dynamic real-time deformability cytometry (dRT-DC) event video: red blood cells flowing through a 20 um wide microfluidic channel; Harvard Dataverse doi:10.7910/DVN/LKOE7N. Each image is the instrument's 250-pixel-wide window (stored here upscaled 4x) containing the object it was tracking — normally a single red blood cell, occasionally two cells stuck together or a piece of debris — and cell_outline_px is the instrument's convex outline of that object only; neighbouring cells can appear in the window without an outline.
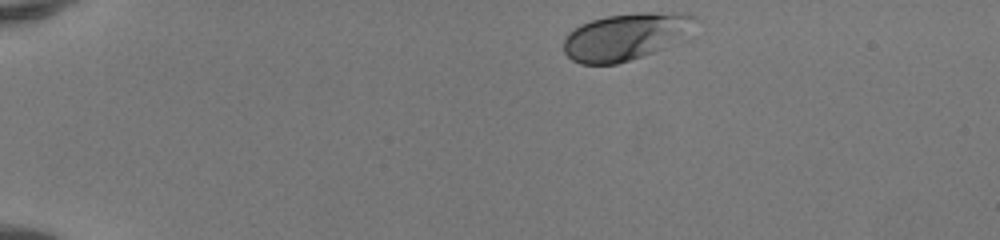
{"species": "human", "species_latin": "Homo sapiens", "temperature_condition": "room temperature", "stored_images_in_passage": 42, "camera_frame_rate_fps": 3000, "um_per_image_px": 0.085, "donor": {"sex": "female"}, "frame": {"image": 1, "passage_image": 1, "time_ms": 0.0, "image_size_px": [1000, 240], "cell_outline_px": [[700, 20], [664, 48], [616, 64], [580, 64], [572, 60], [564, 52], [564, 36], [572, 28], [580, 24], [592, 20], [608, 16], [636, 12], [688, 12], [696, 16]], "centroid_in_image_um": [53.13, 3.08], "position_along_channel_um": 31.9, "area_um2": 35.72}}
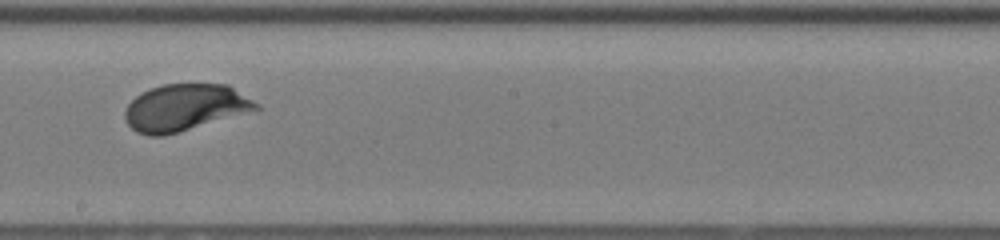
{"frame": {"image": 2, "passage_image": 22, "time_ms": 7.0, "image_size_px": [1000, 240], "cell_outline_px": [[260, 108], [164, 136], [148, 136], [136, 132], [128, 124], [124, 116], [124, 112], [128, 104], [140, 92], [164, 84], [228, 84], [260, 104]], "centroid_in_image_um": [15.68, 9.13], "position_along_channel_um": 232.5, "area_um2": 35.37}}
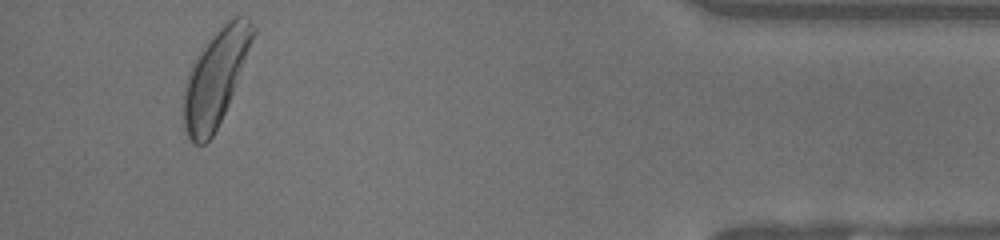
{"frame": {"image": 3, "passage_image": 39, "time_ms": 12.667, "image_size_px": [1000, 240], "cell_outline_px": [[256, 32], [236, 84], [228, 104], [212, 136], [204, 144], [192, 144], [184, 128], [180, 112], [180, 108], [184, 84], [188, 72], [200, 48], [212, 32], [224, 20], [232, 16], [248, 16], [252, 20], [256, 28]], "centroid_in_image_um": [18.27, 6.55], "position_along_channel_um": 416.9, "area_um2": 39.54}, "authors_computed_cell_mechanics": {"area_um2": 35.4314, "velocity_mm_per_s": 4.1229, "shape_relaxation_time_tau1_ms": 1.5472, "shape_relaxation_time_tau2_ms": null, "deformation_change_tau1": 0.0986, "deformation_change_tau2": null}}